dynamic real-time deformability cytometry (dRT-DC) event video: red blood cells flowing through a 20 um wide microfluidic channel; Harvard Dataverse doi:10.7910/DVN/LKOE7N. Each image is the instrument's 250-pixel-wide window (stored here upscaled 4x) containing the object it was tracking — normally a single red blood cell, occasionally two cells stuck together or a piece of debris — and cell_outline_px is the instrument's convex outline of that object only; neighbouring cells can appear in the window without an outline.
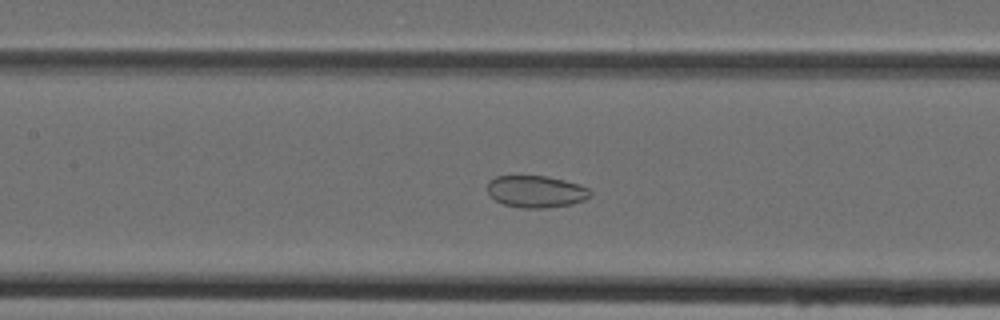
{"species": "Egyptian fruit bat (a non-hibernating species)", "species_latin": "Rousettus aegyptiacus", "temperature_condition": "cold", "stored_images_in_passage": 38, "camera_frame_rate_fps": 3000, "um_per_image_px": 0.085, "animal": {"sex": "female"}, "frame": {"image": 1, "passage_image": 13, "time_ms": 4.0, "image_size_px": [1000, 320], "cell_outline_px": [[592, 196], [584, 200], [572, 204], [544, 208], [524, 208], [504, 204], [496, 200], [488, 192], [488, 180], [496, 176], [548, 176], [580, 184], [588, 188], [592, 192]], "centroid_in_image_um": [45.6, 16.27], "position_along_channel_um": 161.8, "area_um2": 19.19}}
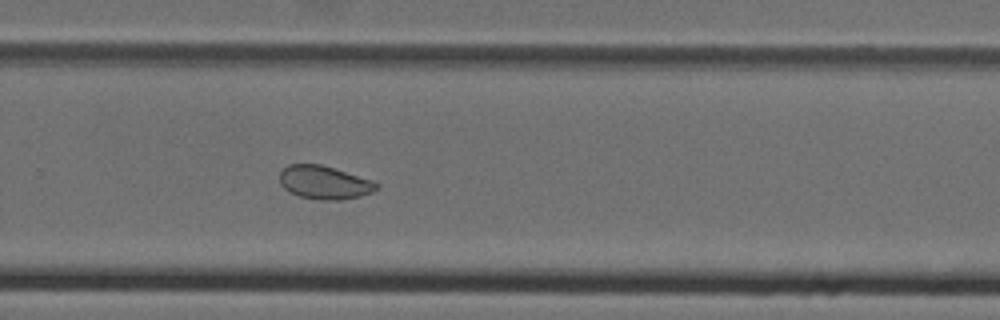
{"frame": {"image": 2, "passage_image": 23, "time_ms": 7.333, "image_size_px": [1000, 320], "cell_outline_px": [[380, 188], [372, 192], [360, 196], [340, 200], [320, 200], [300, 196], [288, 192], [280, 184], [280, 172], [288, 164], [320, 164], [372, 180], [380, 184]], "centroid_in_image_um": [27.57, 15.52], "position_along_channel_um": 302.2, "area_um2": 18.84}}
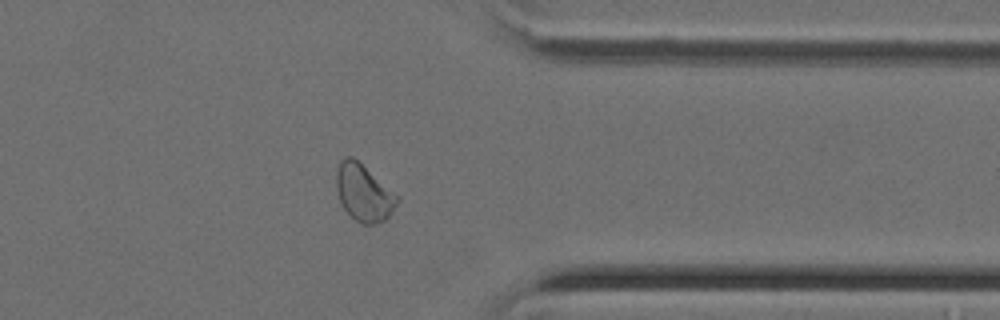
{"frame": {"image": 3, "passage_image": 29, "time_ms": 9.333, "image_size_px": [1000, 320], "cell_outline_px": [[400, 200], [392, 212], [384, 220], [372, 224], [360, 224], [344, 208], [340, 200], [336, 188], [336, 172], [340, 160], [344, 156], [352, 156], [400, 196]], "centroid_in_image_um": [30.93, 16.37], "position_along_channel_um": 380.5, "area_um2": 20.11}}